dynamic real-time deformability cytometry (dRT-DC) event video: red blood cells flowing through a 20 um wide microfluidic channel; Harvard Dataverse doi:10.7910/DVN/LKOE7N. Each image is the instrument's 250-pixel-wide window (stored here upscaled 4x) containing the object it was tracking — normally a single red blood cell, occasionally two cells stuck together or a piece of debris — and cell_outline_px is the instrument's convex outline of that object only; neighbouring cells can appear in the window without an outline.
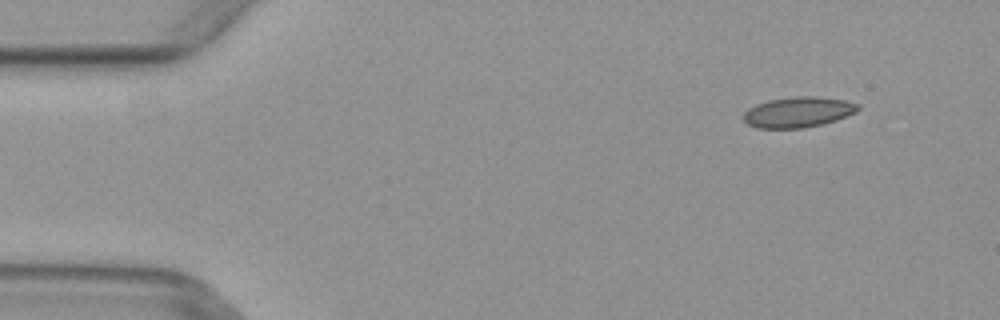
{"species": "common noctule bat (a hibernating species)", "species_latin": "Nyctalus noctula", "temperature_condition": "warm", "stored_images_in_passage": 4, "camera_frame_rate_fps": 3000, "um_per_image_px": 0.085, "animal": {"sex": "female", "body_mass_g": 29.2, "forearm_length_mm": 56.3}, "frame": {"image": 1, "passage_image": 2, "time_ms": 0.333, "image_size_px": [1000, 320], "cell_outline_px": [[860, 108], [856, 112], [836, 120], [804, 128], [756, 128], [748, 124], [744, 120], [744, 112], [748, 108], [756, 104], [768, 100], [796, 96], [812, 96], [844, 100], [860, 104]], "centroid_in_image_um": [67.83, 9.53], "position_along_channel_um": 17.2, "area_um2": 20.29}}